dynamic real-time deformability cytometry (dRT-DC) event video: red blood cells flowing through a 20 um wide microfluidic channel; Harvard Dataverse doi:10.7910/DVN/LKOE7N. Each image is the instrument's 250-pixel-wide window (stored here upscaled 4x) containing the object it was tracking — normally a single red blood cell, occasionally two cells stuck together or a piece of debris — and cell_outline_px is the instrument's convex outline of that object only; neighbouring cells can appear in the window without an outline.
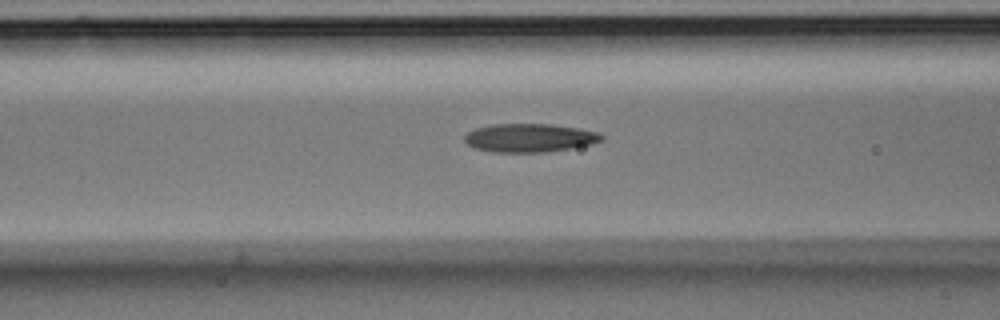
{"species": "Egyptian fruit bat (a non-hibernating species)", "species_latin": "Rousettus aegyptiacus", "temperature_condition": "room temperature", "stored_images_in_passage": 17, "camera_frame_rate_fps": 3000, "um_per_image_px": 0.085, "animal": {"sex": "male"}, "frame": {"image": 1, "passage_image": 15, "time_ms": 4.667, "image_size_px": [1000, 320], "cell_outline_px": [[604, 140], [592, 144], [572, 148], [544, 152], [492, 152], [476, 148], [468, 144], [464, 140], [464, 136], [468, 132], [476, 128], [492, 124], [552, 124], [580, 128], [600, 132], [604, 136]], "centroid_in_image_um": [45.07, 11.71], "position_along_channel_um": 121.5, "area_um2": 22.89}}